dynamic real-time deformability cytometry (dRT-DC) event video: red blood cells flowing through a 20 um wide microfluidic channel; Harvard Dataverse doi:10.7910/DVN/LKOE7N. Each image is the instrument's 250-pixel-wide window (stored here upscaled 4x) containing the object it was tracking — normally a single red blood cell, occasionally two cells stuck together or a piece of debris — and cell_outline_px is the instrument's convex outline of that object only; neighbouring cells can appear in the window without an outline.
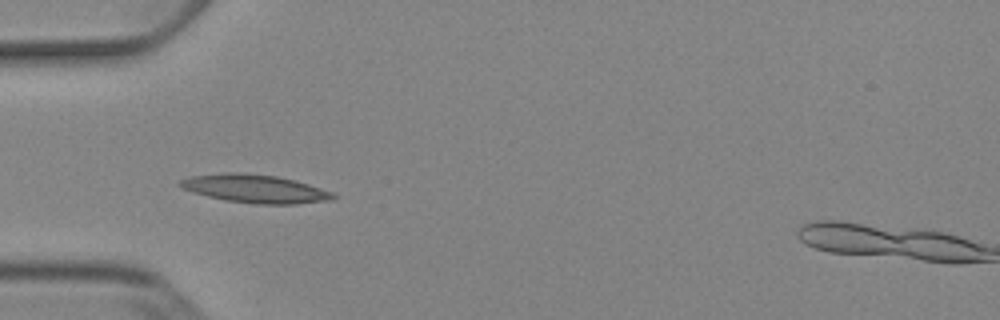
{"species": "Egyptian fruit bat (a non-hibernating species)", "species_latin": "Rousettus aegyptiacus", "temperature_condition": "cold", "stored_images_in_passage": 5, "camera_frame_rate_fps": 3000, "um_per_image_px": 0.085, "animal": {"sex": "female"}, "frame": {"image": 1, "passage_image": 4, "time_ms": 3.667, "image_size_px": [1000, 320], "cell_outline_px": [[336, 196], [332, 200], [296, 204], [256, 204], [224, 200], [192, 192], [180, 188], [176, 184], [180, 180], [188, 176], [228, 172], [244, 172], [276, 176], [308, 184], [332, 192]], "centroid_in_image_um": [21.61, 16.04], "position_along_channel_um": 63.4, "area_um2": 25.32}}
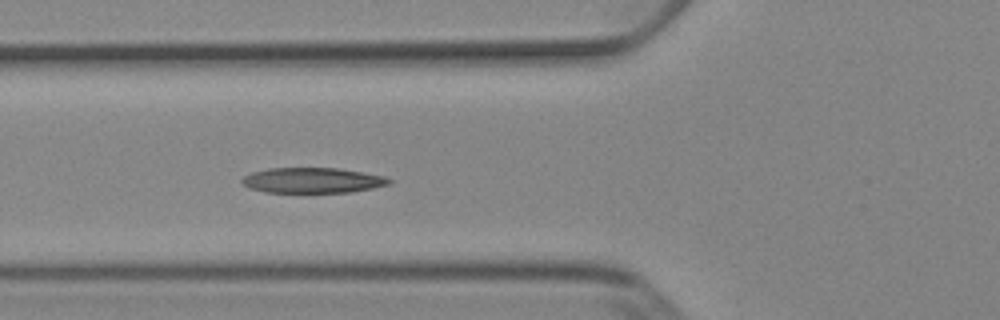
{"frame": {"image": 2, "passage_image": 5, "time_ms": 4.667, "image_size_px": [1000, 320], "cell_outline_px": [[392, 184], [352, 192], [264, 192], [248, 188], [240, 180], [244, 176], [252, 172], [268, 168], [340, 168], [384, 176], [392, 180]], "centroid_in_image_um": [26.57, 15.33], "position_along_channel_um": 99.2, "area_um2": 21.79}}